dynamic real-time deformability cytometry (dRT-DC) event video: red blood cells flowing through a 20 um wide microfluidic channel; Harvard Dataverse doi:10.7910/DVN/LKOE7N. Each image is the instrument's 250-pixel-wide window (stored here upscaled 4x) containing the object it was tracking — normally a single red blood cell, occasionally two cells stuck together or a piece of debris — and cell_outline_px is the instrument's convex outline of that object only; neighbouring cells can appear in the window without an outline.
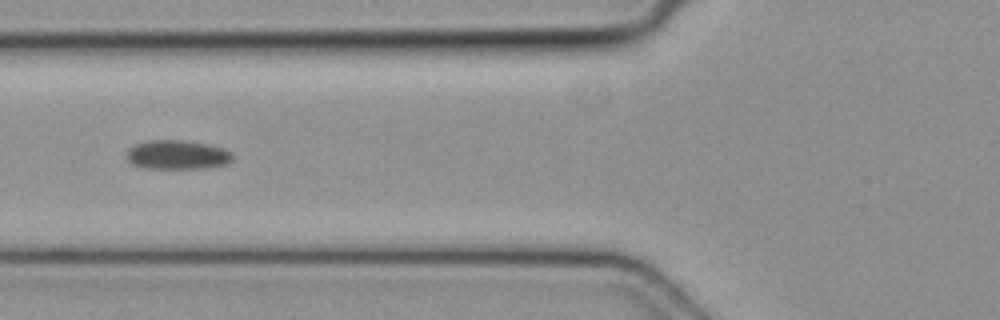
{"species": "common noctule bat (a hibernating species)", "species_latin": "Nyctalus noctula", "temperature_condition": "cold", "stored_images_in_passage": 5, "camera_frame_rate_fps": 3000, "um_per_image_px": 0.085, "animal": {"sex": "female", "body_mass_g": 19.3, "forearm_length_mm": 54.1}, "frame": {"image": 1, "passage_image": 5, "time_ms": 1.333, "image_size_px": [1000, 320], "cell_outline_px": [[232, 160], [228, 164], [208, 168], [144, 168], [132, 164], [128, 160], [128, 148], [136, 144], [148, 140], [188, 140], [208, 144], [224, 148], [232, 152]], "centroid_in_image_um": [15.11, 13.15], "position_along_channel_um": 110.7, "area_um2": 18.15}}